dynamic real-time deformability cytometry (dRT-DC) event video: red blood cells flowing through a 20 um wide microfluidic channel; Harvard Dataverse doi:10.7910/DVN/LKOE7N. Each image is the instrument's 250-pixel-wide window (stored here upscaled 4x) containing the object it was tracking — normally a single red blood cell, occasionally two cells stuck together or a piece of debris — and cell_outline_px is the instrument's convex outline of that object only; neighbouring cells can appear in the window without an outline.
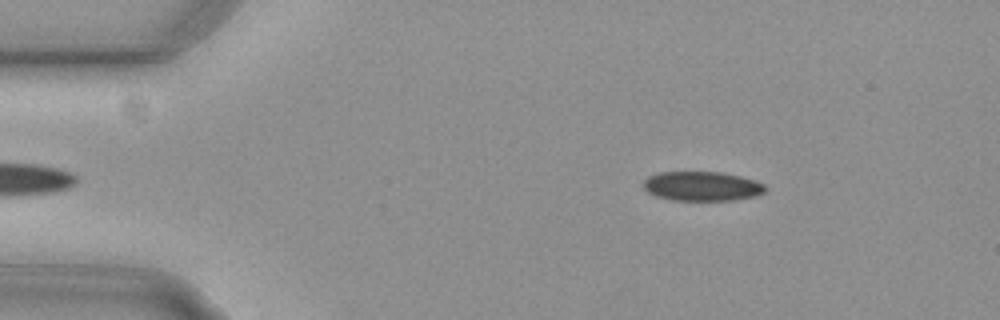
{"species": "common noctule bat (a hibernating species)", "species_latin": "Nyctalus noctula", "temperature_condition": "cold", "stored_images_in_passage": 12, "camera_frame_rate_fps": 3000, "um_per_image_px": 0.085, "animal": {"sex": "female", "body_mass_g": 29.2, "forearm_length_mm": 56.3}, "frame": {"image": 1, "passage_image": 2, "time_ms": 0.333, "image_size_px": [1000, 320], "cell_outline_px": [[768, 188], [764, 192], [756, 196], [732, 200], [672, 200], [656, 196], [648, 192], [644, 188], [644, 180], [648, 176], [656, 172], [720, 172], [740, 176], [756, 180], [764, 184]], "centroid_in_image_um": [59.68, 15.82], "position_along_channel_um": 25.3, "area_um2": 20.98}}
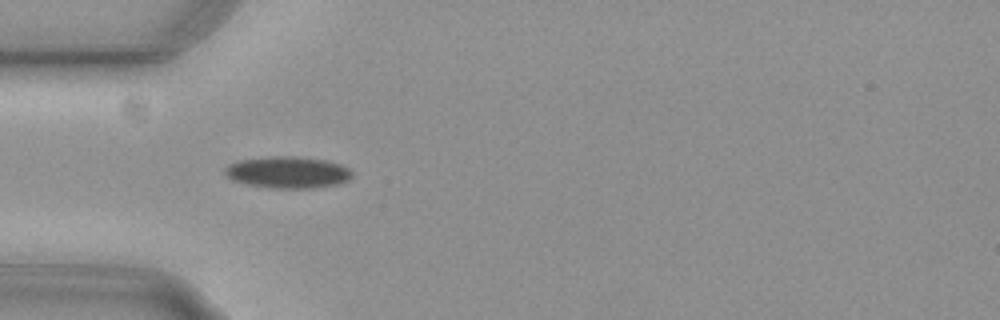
{"frame": {"image": 2, "passage_image": 10, "time_ms": 3.0, "image_size_px": [1000, 320], "cell_outline_px": [[352, 176], [348, 180], [336, 184], [312, 188], [268, 188], [248, 184], [232, 180], [224, 172], [224, 168], [228, 164], [240, 160], [268, 156], [296, 156], [324, 160], [340, 164], [348, 168], [352, 172]], "centroid_in_image_um": [24.44, 14.64], "position_along_channel_um": 60.6, "area_um2": 23.47}}